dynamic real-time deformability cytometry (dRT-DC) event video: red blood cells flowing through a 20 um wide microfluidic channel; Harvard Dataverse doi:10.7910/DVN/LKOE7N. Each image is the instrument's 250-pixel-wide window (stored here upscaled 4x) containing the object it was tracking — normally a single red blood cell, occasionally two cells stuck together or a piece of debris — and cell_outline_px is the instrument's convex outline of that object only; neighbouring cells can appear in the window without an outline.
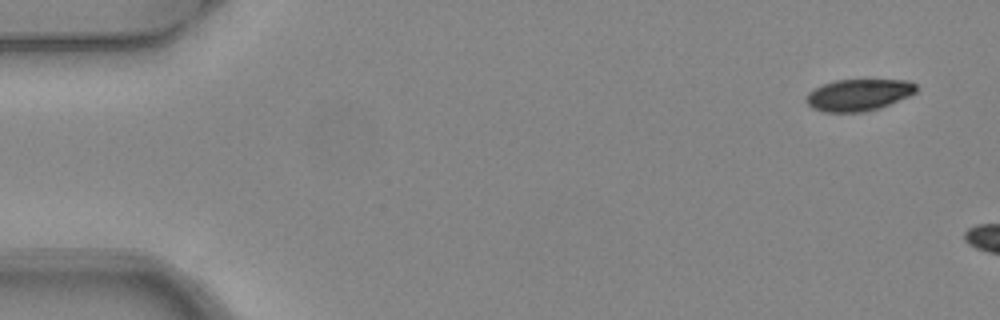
{"species": "common noctule bat (a hibernating species)", "species_latin": "Nyctalus noctula", "temperature_condition": "warm", "stored_images_in_passage": 2, "camera_frame_rate_fps": 3000, "um_per_image_px": 0.085, "animal": {"sex": "female", "body_mass_g": 24.6, "forearm_length_mm": 56.2}, "frame": {"image": 1, "passage_image": 1, "time_ms": 0.0, "image_size_px": [1000, 320], "cell_outline_px": [[916, 92], [908, 96], [880, 108], [864, 112], [824, 112], [812, 108], [804, 100], [808, 92], [824, 84], [836, 80], [908, 80], [916, 84]], "centroid_in_image_um": [72.96, 8.07], "position_along_channel_um": 12.0, "area_um2": 20.29}}